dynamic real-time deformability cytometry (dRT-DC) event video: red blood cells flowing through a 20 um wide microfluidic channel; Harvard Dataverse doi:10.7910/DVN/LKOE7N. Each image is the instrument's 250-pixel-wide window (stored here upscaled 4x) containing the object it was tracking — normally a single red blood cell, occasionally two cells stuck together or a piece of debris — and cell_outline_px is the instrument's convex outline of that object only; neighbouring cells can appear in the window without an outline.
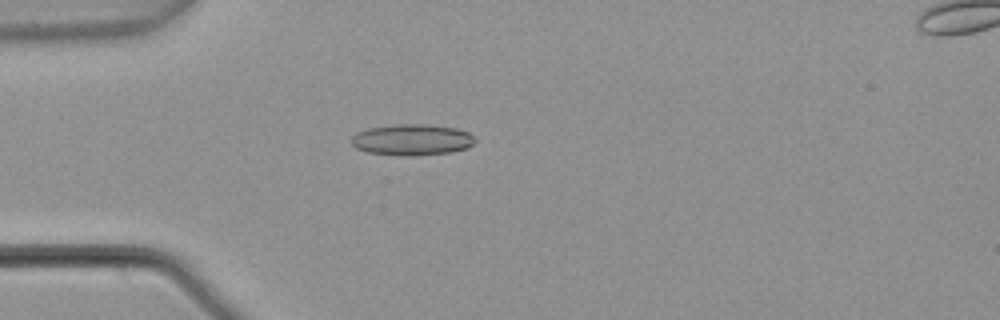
{"species": "common noctule bat (a hibernating species)", "species_latin": "Nyctalus noctula", "temperature_condition": "warm", "stored_images_in_passage": 5, "camera_frame_rate_fps": 3000, "um_per_image_px": 0.085, "animal": {"sex": "male", "body_mass_g": 21.5, "forearm_length_mm": 52.0}, "frame": {"image": 1, "passage_image": 4, "time_ms": 1.0, "image_size_px": [1000, 320], "cell_outline_px": [[476, 140], [468, 148], [452, 152], [412, 156], [404, 156], [368, 152], [356, 148], [352, 144], [352, 136], [356, 132], [368, 128], [396, 124], [428, 124], [456, 128], [468, 132]], "centroid_in_image_um": [35.02, 11.88], "position_along_channel_um": 50.0, "area_um2": 22.54}}